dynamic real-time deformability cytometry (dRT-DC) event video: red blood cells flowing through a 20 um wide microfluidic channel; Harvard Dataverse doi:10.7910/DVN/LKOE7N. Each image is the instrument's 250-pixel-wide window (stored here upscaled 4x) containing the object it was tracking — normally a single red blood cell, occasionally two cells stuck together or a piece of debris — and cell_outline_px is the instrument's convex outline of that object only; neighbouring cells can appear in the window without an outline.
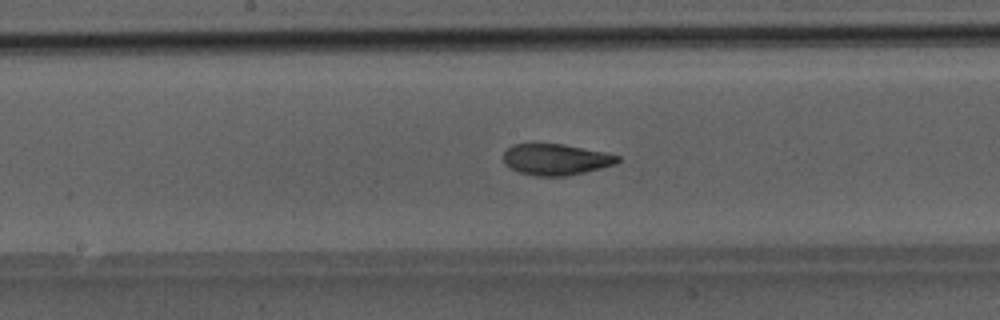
{"species": "Egyptian fruit bat (a non-hibernating species)", "species_latin": "Rousettus aegyptiacus", "temperature_condition": "room temperature", "stored_images_in_passage": 40, "camera_frame_rate_fps": 3000, "um_per_image_px": 0.085, "animal": {"sex": "male"}, "frame": {"image": 1, "passage_image": 24, "time_ms": 7.667, "image_size_px": [1000, 320], "cell_outline_px": [[620, 160], [616, 164], [584, 172], [564, 176], [536, 176], [520, 172], [504, 164], [504, 152], [512, 144], [536, 140], [564, 144], [604, 152], [620, 156]], "centroid_in_image_um": [47.2, 13.5], "position_along_channel_um": 201.0, "area_um2": 21.33}}
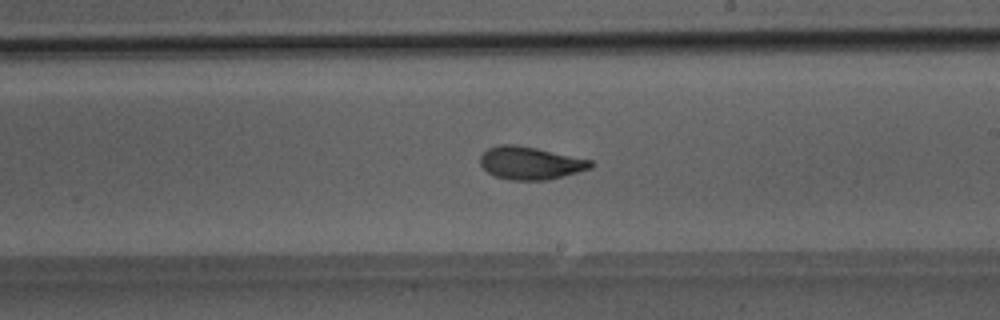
{"frame": {"image": 2, "passage_image": 27, "time_ms": 8.667, "image_size_px": [1000, 320], "cell_outline_px": [[596, 164], [592, 168], [548, 180], [512, 180], [496, 176], [488, 172], [480, 164], [480, 156], [488, 148], [500, 144], [516, 144], [536, 148], [592, 160]], "centroid_in_image_um": [45.1, 13.85], "position_along_channel_um": 243.9, "area_um2": 21.1}}
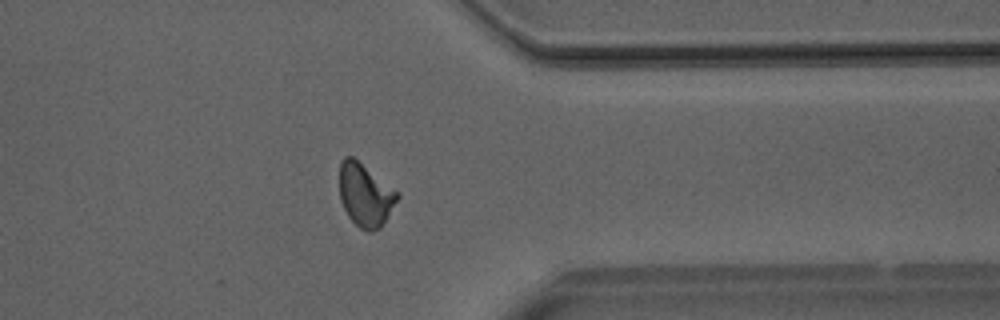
{"frame": {"image": 3, "passage_image": 37, "time_ms": 12.0, "image_size_px": [1000, 320], "cell_outline_px": [[400, 196], [388, 216], [380, 228], [372, 232], [368, 232], [360, 228], [348, 216], [340, 200], [340, 160], [344, 156], [352, 156], [400, 192]], "centroid_in_image_um": [31.06, 16.56], "position_along_channel_um": 380.3, "area_um2": 21.33}}